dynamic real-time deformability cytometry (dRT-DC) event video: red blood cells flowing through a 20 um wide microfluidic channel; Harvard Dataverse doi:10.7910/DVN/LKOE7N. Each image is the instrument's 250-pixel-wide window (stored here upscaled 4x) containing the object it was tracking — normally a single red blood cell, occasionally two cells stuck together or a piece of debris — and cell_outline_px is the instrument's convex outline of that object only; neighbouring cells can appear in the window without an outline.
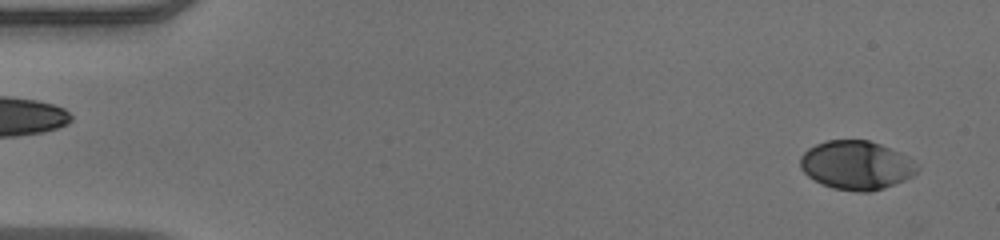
{"species": "human", "species_latin": "Homo sapiens", "temperature_condition": "warm", "stored_images_in_passage": 46, "camera_frame_rate_fps": 3000, "um_per_image_px": 0.085, "donor": {"sex": "male"}, "frame": {"image": 1, "passage_image": 2, "time_ms": 0.333, "image_size_px": [1000, 240], "cell_outline_px": [[920, 168], [912, 176], [904, 180], [884, 188], [868, 192], [856, 192], [832, 188], [808, 176], [800, 168], [800, 156], [808, 148], [816, 144], [828, 140], [868, 140], [880, 144], [908, 156]], "centroid_in_image_um": [72.79, 14.04], "position_along_channel_um": 12.2, "area_um2": 33.18}}
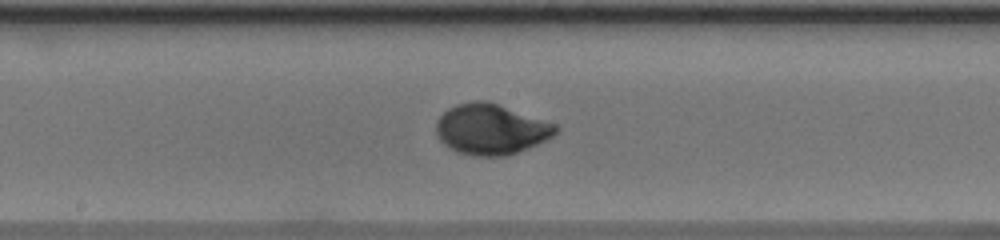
{"frame": {"image": 2, "passage_image": 27, "time_ms": 8.667, "image_size_px": [1000, 240], "cell_outline_px": [[560, 128], [552, 136], [516, 152], [500, 156], [480, 156], [460, 152], [444, 144], [440, 140], [436, 132], [436, 120], [448, 108], [456, 104], [472, 100], [488, 100], [500, 104], [556, 124]], "centroid_in_image_um": [41.7, 10.94], "position_along_channel_um": 206.5, "area_um2": 34.85}}
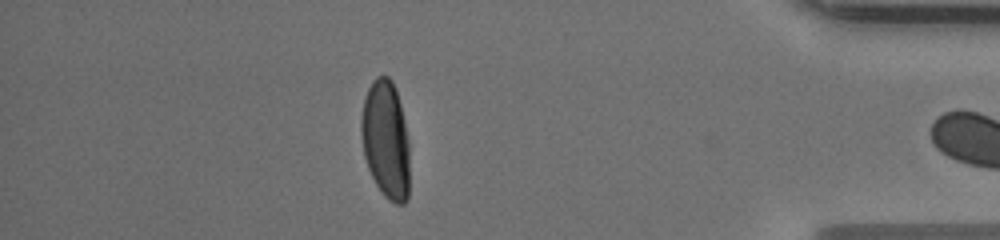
{"frame": {"image": 3, "passage_image": 45, "time_ms": 14.667, "image_size_px": [1000, 240], "cell_outline_px": [[408, 200], [404, 204], [396, 204], [388, 200], [384, 196], [376, 184], [368, 168], [364, 156], [360, 132], [360, 120], [364, 96], [372, 80], [376, 76], [388, 76], [392, 80], [400, 104], [404, 120], [408, 140]], "centroid_in_image_um": [32.76, 11.87], "position_along_channel_um": 402.4, "area_um2": 33.41}}